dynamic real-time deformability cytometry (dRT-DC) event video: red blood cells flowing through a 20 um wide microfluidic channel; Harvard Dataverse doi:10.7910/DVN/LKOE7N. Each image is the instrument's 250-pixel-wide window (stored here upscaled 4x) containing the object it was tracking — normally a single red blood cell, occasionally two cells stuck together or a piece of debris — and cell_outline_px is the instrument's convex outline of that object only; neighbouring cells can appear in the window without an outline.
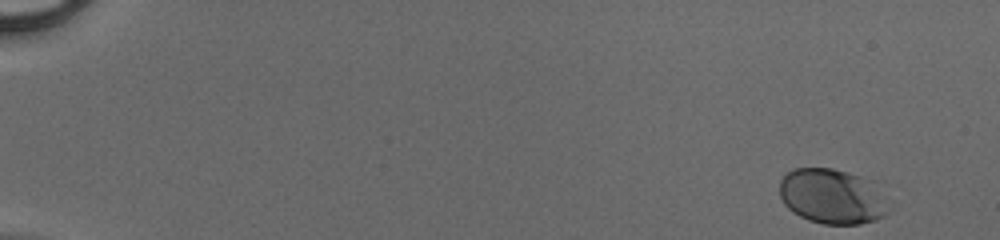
{"species": "human", "species_latin": "Homo sapiens", "temperature_condition": "cold", "stored_images_in_passage": 48, "camera_frame_rate_fps": 3000, "um_per_image_px": 0.085, "donor": {"sex": "male"}, "frame": {"image": 1, "passage_image": 1, "time_ms": 0.0, "image_size_px": [1000, 240], "cell_outline_px": [[888, 212], [884, 216], [876, 220], [860, 224], [824, 224], [808, 220], [792, 212], [784, 204], [780, 196], [780, 180], [784, 172], [792, 168], [832, 168], [848, 172], [872, 180]], "centroid_in_image_um": [70.65, 16.68], "position_along_channel_um": 14.4, "area_um2": 34.85}}
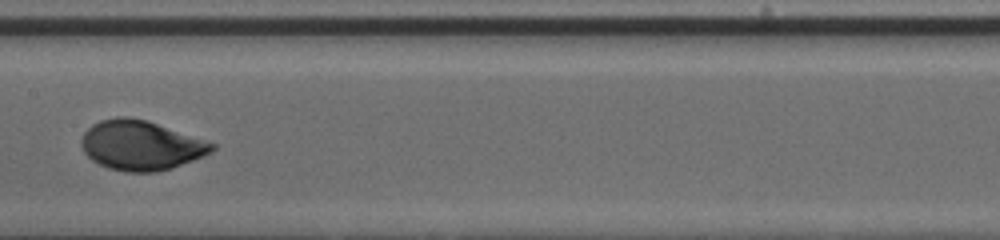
{"frame": {"image": 2, "passage_image": 26, "time_ms": 8.333, "image_size_px": [1000, 240], "cell_outline_px": [[216, 148], [212, 152], [172, 168], [156, 172], [128, 172], [108, 168], [92, 160], [84, 152], [80, 144], [80, 140], [84, 132], [92, 124], [100, 120], [116, 116], [128, 116], [148, 120], [216, 144]], "centroid_in_image_um": [11.95, 12.34], "position_along_channel_um": 195.5, "area_um2": 37.86}}
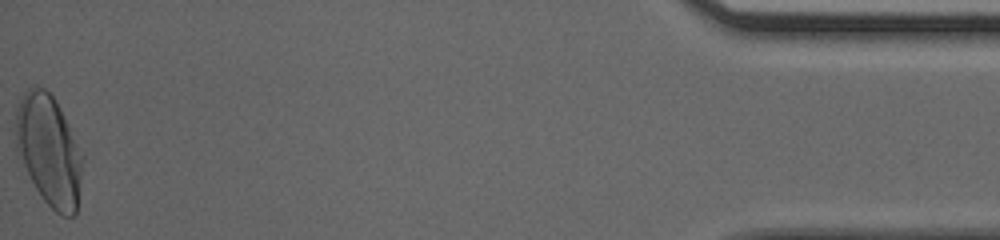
{"frame": {"image": 3, "passage_image": 48, "time_ms": 15.667, "image_size_px": [1000, 240], "cell_outline_px": [[84, 160], [76, 216], [60, 216], [44, 200], [36, 188], [16, 152], [16, 108], [24, 92], [28, 88], [36, 84], [44, 88], [52, 96], [60, 108], [84, 156]], "centroid_in_image_um": [4.17, 12.79], "position_along_channel_um": 431.0, "area_um2": 43.23}}